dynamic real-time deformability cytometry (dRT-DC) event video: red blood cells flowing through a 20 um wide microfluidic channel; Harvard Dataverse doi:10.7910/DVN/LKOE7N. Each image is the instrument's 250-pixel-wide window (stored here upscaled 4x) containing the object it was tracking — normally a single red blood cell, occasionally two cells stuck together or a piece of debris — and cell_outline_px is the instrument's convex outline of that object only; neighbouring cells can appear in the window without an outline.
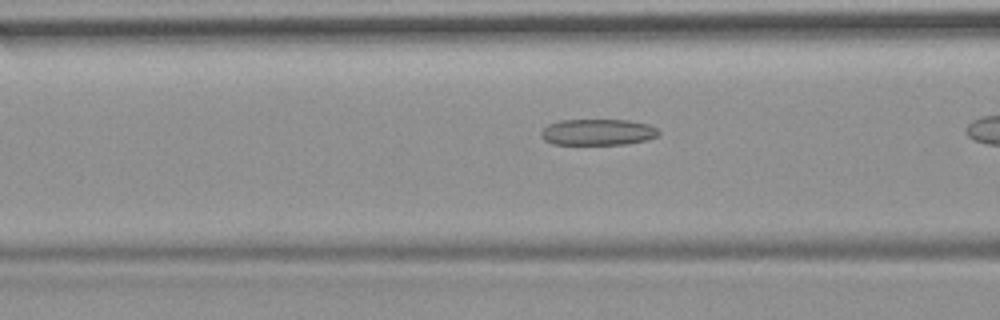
{"species": "common noctule bat (a hibernating species)", "species_latin": "Nyctalus noctula", "temperature_condition": "room temperature", "stored_images_in_passage": 26, "camera_frame_rate_fps": 3000, "um_per_image_px": 0.085, "animal": {"sex": "female", "body_mass_g": 19.9}, "frame": {"image": 1, "passage_image": 5, "time_ms": 1.333, "image_size_px": [1000, 320], "cell_outline_px": [[660, 132], [656, 136], [644, 140], [624, 144], [552, 144], [544, 140], [540, 136], [540, 132], [548, 124], [560, 120], [628, 120], [648, 124], [656, 128]], "centroid_in_image_um": [50.76, 11.23], "position_along_channel_um": 115.8, "area_um2": 17.86}}